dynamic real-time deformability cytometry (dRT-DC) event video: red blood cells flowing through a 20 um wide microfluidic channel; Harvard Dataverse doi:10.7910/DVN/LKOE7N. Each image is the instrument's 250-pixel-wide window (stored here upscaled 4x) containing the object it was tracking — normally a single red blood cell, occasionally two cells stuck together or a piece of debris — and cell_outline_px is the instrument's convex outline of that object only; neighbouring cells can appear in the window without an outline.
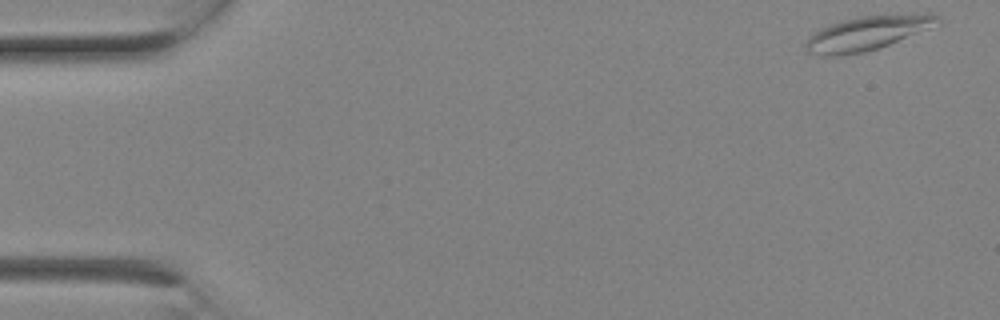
{"species": "Egyptian fruit bat (a non-hibernating species)", "species_latin": "Rousettus aegyptiacus", "temperature_condition": "room temperature", "stored_images_in_passage": 3, "camera_frame_rate_fps": 3000, "um_per_image_px": 0.085, "animal": {"sex": "female"}, "frame": {"image": 1, "passage_image": 3, "time_ms": 0.667, "image_size_px": [1000, 320], "cell_outline_px": [[940, 24], [888, 44], [864, 52], [840, 56], [824, 56], [808, 52], [804, 44], [808, 36], [820, 28], [844, 20], [860, 16], [900, 12], [932, 12], [940, 16]], "centroid_in_image_um": [73.78, 2.77], "position_along_channel_um": 11.2, "area_um2": 26.76}}